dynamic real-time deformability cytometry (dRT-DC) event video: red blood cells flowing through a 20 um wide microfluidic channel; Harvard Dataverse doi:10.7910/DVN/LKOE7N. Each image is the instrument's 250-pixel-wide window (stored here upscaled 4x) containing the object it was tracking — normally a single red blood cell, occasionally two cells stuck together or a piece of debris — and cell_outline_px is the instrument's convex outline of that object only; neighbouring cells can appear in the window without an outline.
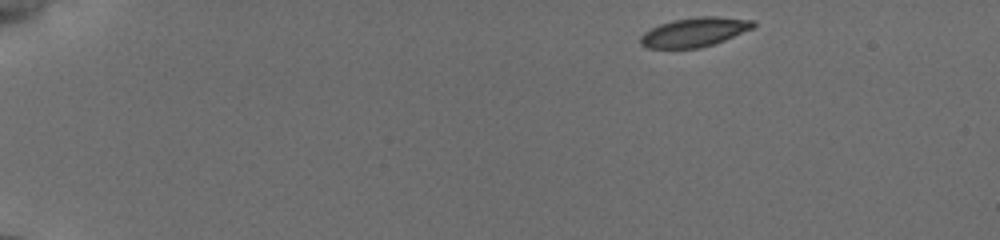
{"species": "common noctule bat (a hibernating species)", "species_latin": "Nyctalus noctula", "temperature_condition": "cold", "stored_images_in_passage": 32, "camera_frame_rate_fps": 3000, "um_per_image_px": 0.085, "animal": {"sex": "female", "body_mass_g": 19.5, "forearm_length_mm": 54.1}, "frame": {"image": 1, "passage_image": 1, "time_ms": 0.0, "image_size_px": [1000, 240], "cell_outline_px": [[756, 24], [752, 28], [724, 40], [700, 48], [648, 48], [640, 44], [640, 36], [644, 32], [660, 24], [672, 20], [696, 16], [716, 16], [756, 20]], "centroid_in_image_um": [59.02, 2.72], "position_along_channel_um": 26.0, "area_um2": 19.19}}
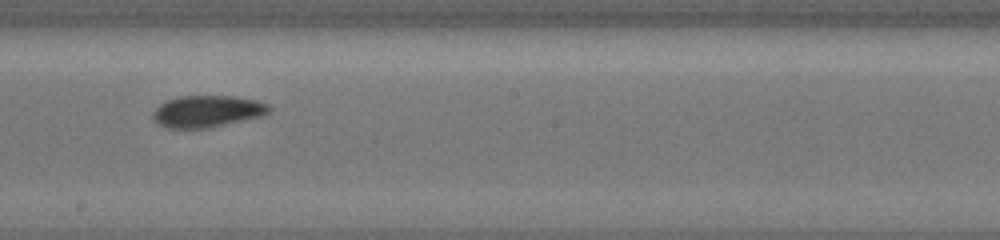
{"frame": {"image": 2, "passage_image": 15, "time_ms": 8.333, "image_size_px": [1000, 240], "cell_outline_px": [[272, 108], [268, 112], [260, 116], [208, 128], [164, 128], [156, 124], [152, 120], [152, 112], [164, 100], [180, 96], [232, 96], [256, 100], [268, 104]], "centroid_in_image_um": [17.54, 9.46], "position_along_channel_um": 230.7, "area_um2": 21.62}}
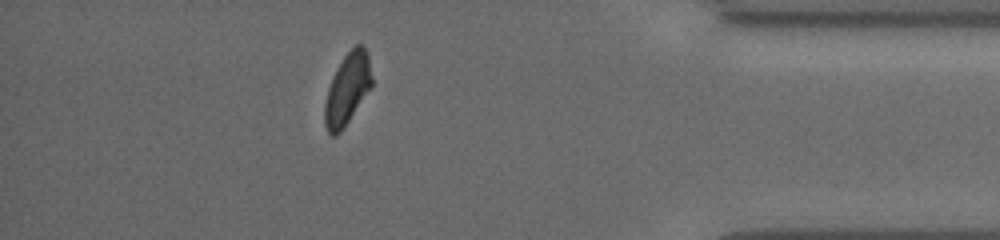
{"frame": {"image": 3, "passage_image": 28, "time_ms": 13.667, "image_size_px": [1000, 240], "cell_outline_px": [[372, 84], [340, 132], [336, 136], [332, 136], [328, 132], [324, 124], [324, 104], [328, 88], [344, 56], [356, 44], [360, 44], [368, 52], [372, 76]], "centroid_in_image_um": [29.51, 7.56], "position_along_channel_um": 405.7, "area_um2": 19.02}, "authors_computed_cell_mechanics": {"area_um2": 20.4034, "velocity_mm_per_s": 3.8312, "shape_relaxation_time_tau1_ms": 2.3176, "shape_relaxation_time_tau2_ms": 4.3127, "deformation_change_tau1": 0.0994, "deformation_change_tau2": 0.0735}}